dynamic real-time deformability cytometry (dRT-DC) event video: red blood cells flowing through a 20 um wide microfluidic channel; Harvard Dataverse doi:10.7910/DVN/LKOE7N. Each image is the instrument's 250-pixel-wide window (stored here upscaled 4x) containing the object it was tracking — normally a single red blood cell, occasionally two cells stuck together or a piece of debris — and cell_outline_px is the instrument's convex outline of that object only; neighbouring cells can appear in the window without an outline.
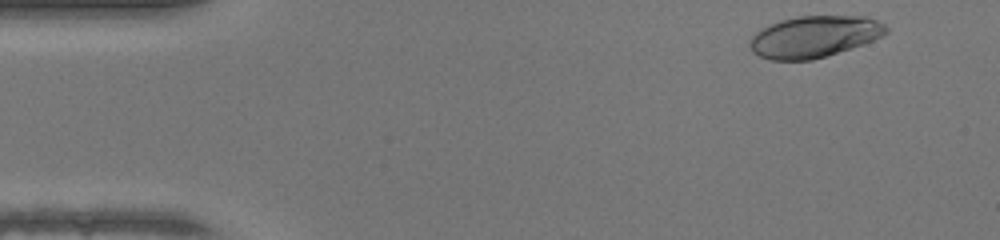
{"species": "human", "species_latin": "Homo sapiens", "temperature_condition": "warm", "stored_images_in_passage": 38, "camera_frame_rate_fps": 3000, "um_per_image_px": 0.085, "donor": {"sex": "female"}, "frame": {"image": 1, "passage_image": 2, "time_ms": 0.333, "image_size_px": [1000, 240], "cell_outline_px": [[888, 32], [872, 40], [812, 60], [772, 60], [760, 56], [752, 52], [748, 44], [752, 36], [756, 32], [780, 20], [796, 16], [868, 16], [884, 24], [888, 28]], "centroid_in_image_um": [69.18, 3.1], "position_along_channel_um": 15.8, "area_um2": 32.6}}
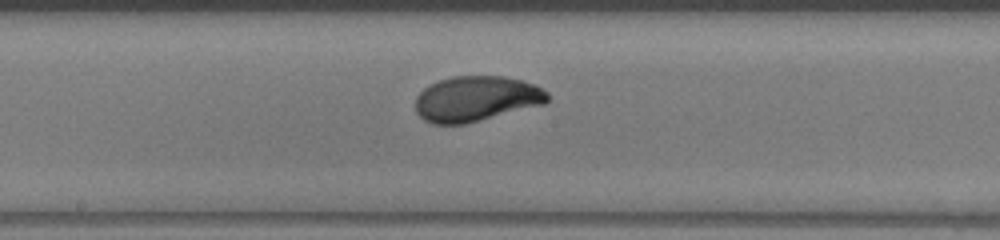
{"frame": {"image": 2, "passage_image": 23, "time_ms": 7.333, "image_size_px": [1000, 240], "cell_outline_px": [[548, 100], [544, 104], [464, 124], [432, 124], [424, 120], [416, 112], [416, 96], [424, 88], [440, 80], [452, 76], [504, 76], [520, 80], [544, 88], [548, 92]], "centroid_in_image_um": [40.47, 8.39], "position_along_channel_um": 207.7, "area_um2": 34.74}}
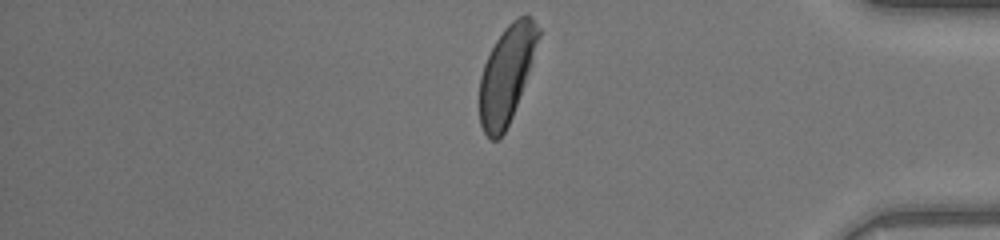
{"frame": {"image": 3, "passage_image": 38, "time_ms": 12.333, "image_size_px": [1000, 240], "cell_outline_px": [[540, 36], [524, 84], [512, 116], [504, 132], [496, 140], [492, 140], [484, 132], [480, 124], [480, 76], [484, 64], [496, 40], [504, 28], [512, 20], [520, 16], [528, 16], [540, 28]], "centroid_in_image_um": [43.04, 6.31], "position_along_channel_um": 392.2, "area_um2": 32.48}, "authors_computed_cell_mechanics": {"area_um2": 33.9575, "velocity_mm_per_s": 4.282, "shape_relaxation_time_tau1_ms": 2.899, "shape_relaxation_time_tau2_ms": null, "deformation_change_tau1": 0.1559, "deformation_change_tau2": null}}